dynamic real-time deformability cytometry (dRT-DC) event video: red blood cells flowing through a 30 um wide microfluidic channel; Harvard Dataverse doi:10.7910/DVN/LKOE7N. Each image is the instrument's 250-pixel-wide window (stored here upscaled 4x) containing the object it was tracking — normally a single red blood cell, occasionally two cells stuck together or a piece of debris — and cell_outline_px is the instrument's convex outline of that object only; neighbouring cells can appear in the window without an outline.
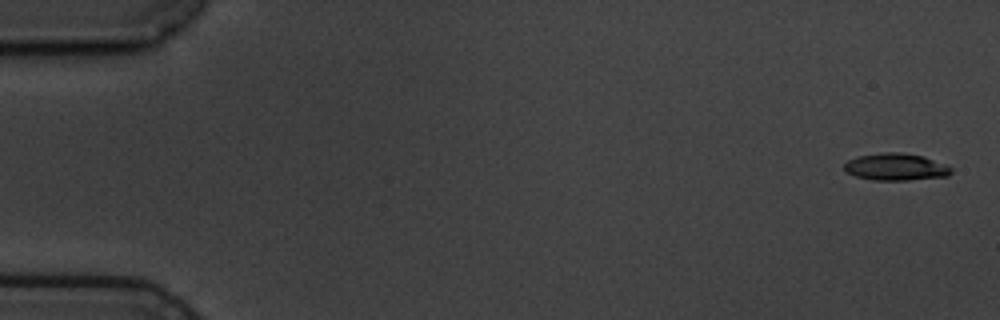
{"species": "common noctule bat (a hibernating species)", "species_latin": "Nyctalus noctula", "temperature_condition": "cold", "stored_images_in_passage": 7, "camera_frame_rate_fps": 3000, "um_per_image_px": 0.085, "animal": {"sex": "male", "body_mass_g": 19.5, "forearm_length_mm": 54.6}, "frame": {"image": 1, "passage_image": 1, "time_ms": 0.0, "image_size_px": [1000, 320], "cell_outline_px": [[952, 172], [948, 176], [908, 180], [872, 180], [856, 176], [848, 172], [844, 168], [844, 164], [848, 160], [856, 156], [880, 152], [900, 152], [924, 156], [948, 164], [952, 168]], "centroid_in_image_um": [76.18, 14.17], "position_along_channel_um": 8.8, "area_um2": 17.11}}
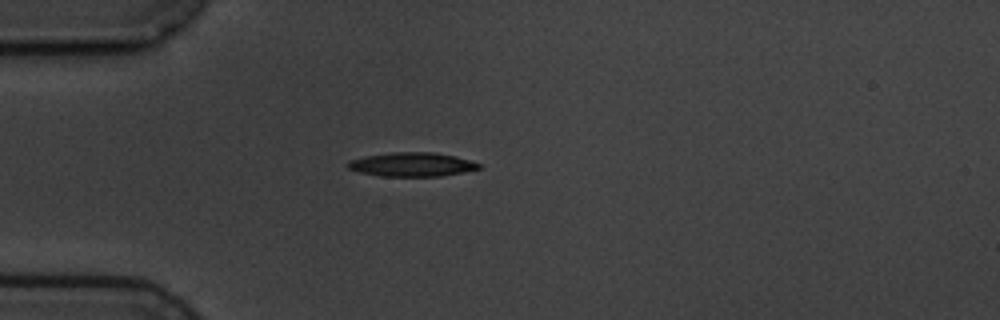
{"frame": {"image": 2, "passage_image": 5, "time_ms": 4.667, "image_size_px": [1000, 320], "cell_outline_px": [[480, 168], [464, 172], [440, 176], [380, 176], [360, 172], [348, 168], [344, 164], [348, 160], [364, 156], [392, 152], [432, 152], [456, 156], [480, 164]], "centroid_in_image_um": [34.96, 13.97], "position_along_channel_um": 50.0, "area_um2": 18.32}}
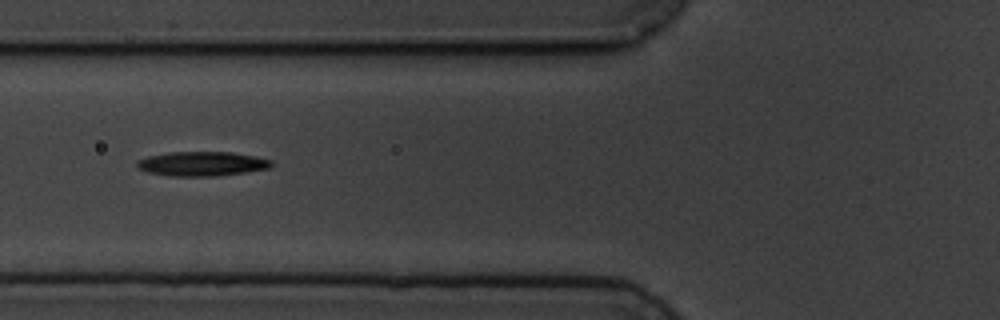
{"frame": {"image": 3, "passage_image": 7, "time_ms": 6.667, "image_size_px": [1000, 320], "cell_outline_px": [[272, 168], [244, 172], [212, 176], [172, 176], [148, 172], [140, 168], [136, 164], [136, 160], [148, 156], [168, 152], [232, 152], [256, 156], [272, 160]], "centroid_in_image_um": [17.18, 13.91], "position_along_channel_um": 108.6, "area_um2": 19.07}}